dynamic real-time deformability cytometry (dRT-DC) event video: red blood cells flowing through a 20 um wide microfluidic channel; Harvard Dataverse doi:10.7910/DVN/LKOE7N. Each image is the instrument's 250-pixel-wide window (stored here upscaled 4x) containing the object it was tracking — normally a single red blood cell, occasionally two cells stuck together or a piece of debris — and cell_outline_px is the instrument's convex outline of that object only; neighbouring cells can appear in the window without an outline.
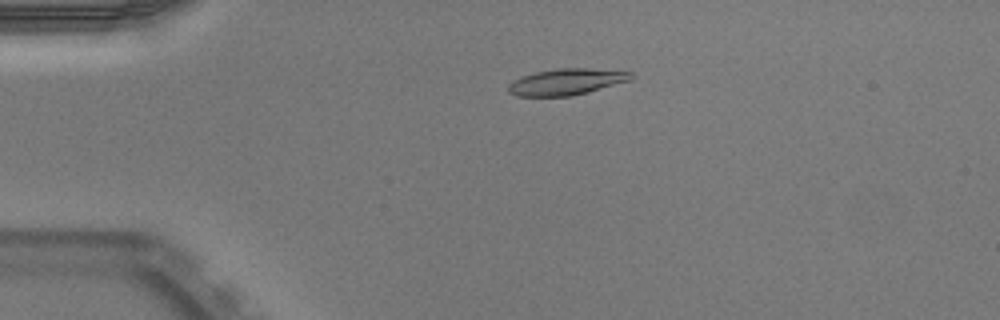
{"species": "Egyptian fruit bat (a non-hibernating species)", "species_latin": "Rousettus aegyptiacus", "temperature_condition": "warm", "stored_images_in_passage": 43, "camera_frame_rate_fps": 3000, "um_per_image_px": 0.085, "animal": {"sex": "male"}, "frame": {"image": 1, "passage_image": 3, "time_ms": 0.667, "image_size_px": [1000, 320], "cell_outline_px": [[632, 80], [588, 92], [572, 96], [516, 96], [508, 92], [508, 84], [512, 80], [536, 72], [560, 68], [588, 68], [632, 72]], "centroid_in_image_um": [48.15, 6.96], "position_along_channel_um": 36.9, "area_um2": 18.79}}
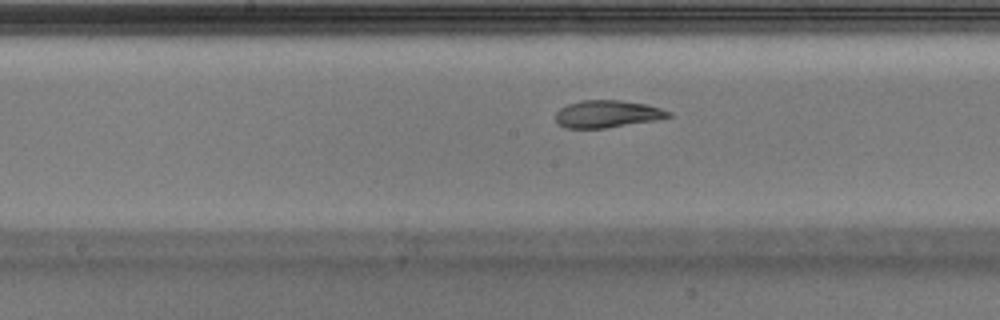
{"frame": {"image": 2, "passage_image": 18, "time_ms": 5.667, "image_size_px": [1000, 320], "cell_outline_px": [[672, 116], [656, 120], [604, 128], [564, 128], [556, 120], [556, 112], [560, 108], [568, 104], [580, 100], [620, 100], [644, 104], [660, 108], [672, 112]], "centroid_in_image_um": [51.61, 9.68], "position_along_channel_um": 196.6, "area_um2": 17.86}}
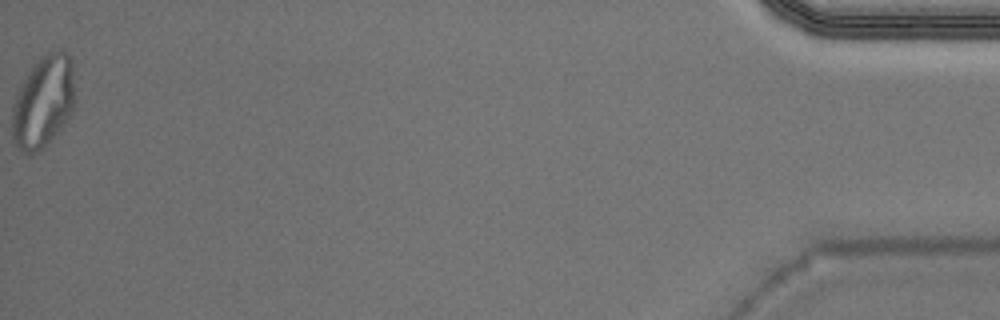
{"frame": {"image": 3, "passage_image": 43, "time_ms": 14.0, "image_size_px": [1000, 320], "cell_outline_px": [[76, 100], [64, 124], [36, 152], [28, 152], [20, 148], [12, 140], [12, 108], [16, 96], [28, 72], [40, 56], [56, 48], [64, 48], [72, 56], [76, 96]], "centroid_in_image_um": [3.73, 8.52], "position_along_channel_um": 431.5, "area_um2": 33.64}, "authors_computed_cell_mechanics": {"area_um2": 19.074, "velocity_mm_per_s": 3.9608, "shape_relaxation_time_tau1_ms": 5.4084, "shape_relaxation_time_tau2_ms": 0.7187, "deformation_change_tau1": 0.2158, "deformation_change_tau2": 0.0604}}